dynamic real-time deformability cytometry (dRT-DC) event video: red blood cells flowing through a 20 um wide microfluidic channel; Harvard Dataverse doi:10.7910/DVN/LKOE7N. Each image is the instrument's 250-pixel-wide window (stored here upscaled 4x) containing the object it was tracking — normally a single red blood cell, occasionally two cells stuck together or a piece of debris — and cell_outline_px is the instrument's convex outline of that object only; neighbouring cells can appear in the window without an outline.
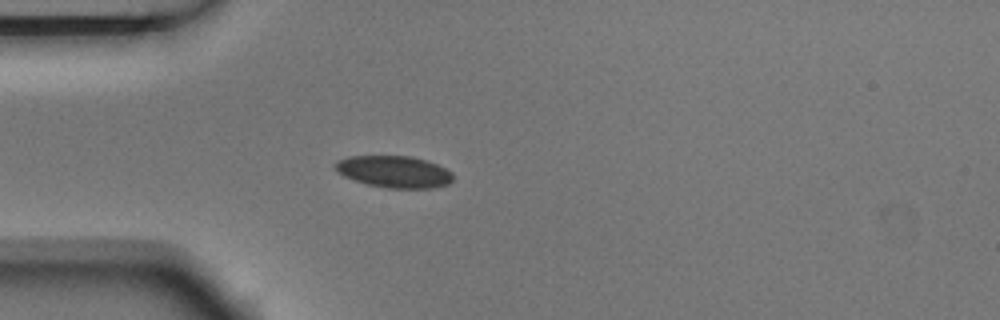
{"species": "Egyptian fruit bat (a non-hibernating species)", "species_latin": "Rousettus aegyptiacus", "temperature_condition": "room temperature", "stored_images_in_passage": 3, "camera_frame_rate_fps": 3000, "um_per_image_px": 0.085, "animal": {"sex": "male"}, "frame": {"image": 1, "passage_image": 3, "time_ms": 0.667, "image_size_px": [1000, 320], "cell_outline_px": [[452, 180], [448, 184], [432, 188], [388, 188], [368, 184], [344, 176], [336, 172], [332, 168], [332, 164], [336, 160], [348, 156], [412, 156], [428, 160], [452, 172]], "centroid_in_image_um": [33.45, 14.58], "position_along_channel_um": 51.6, "area_um2": 22.02}}